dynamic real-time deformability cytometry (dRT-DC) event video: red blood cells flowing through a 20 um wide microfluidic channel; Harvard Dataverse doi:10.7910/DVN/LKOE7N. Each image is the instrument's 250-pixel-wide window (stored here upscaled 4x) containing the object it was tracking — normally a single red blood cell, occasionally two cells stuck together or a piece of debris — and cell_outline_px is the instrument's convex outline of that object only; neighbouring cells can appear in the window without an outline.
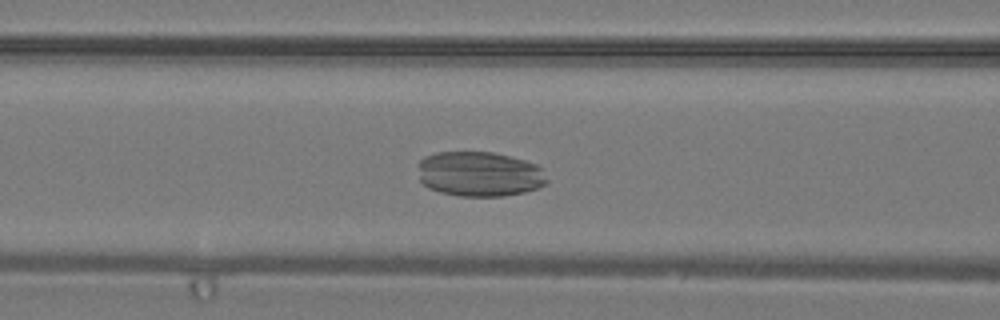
{"species": "common noctule bat (a hibernating species)", "species_latin": "Nyctalus noctula", "temperature_condition": "warm", "stored_images_in_passage": 24, "camera_frame_rate_fps": 3000, "um_per_image_px": 0.085, "animal": {"sex": "male", "body_mass_g": 19.2, "forearm_length_mm": 51.8}, "frame": {"image": 1, "passage_image": 5, "time_ms": 1.333, "image_size_px": [1000, 320], "cell_outline_px": [[548, 184], [524, 192], [500, 196], [460, 196], [440, 192], [428, 188], [420, 180], [420, 160], [424, 156], [436, 152], [492, 152], [524, 160], [536, 164], [540, 168], [548, 180]], "centroid_in_image_um": [40.75, 14.79], "position_along_channel_um": 125.8, "area_um2": 33.64}}
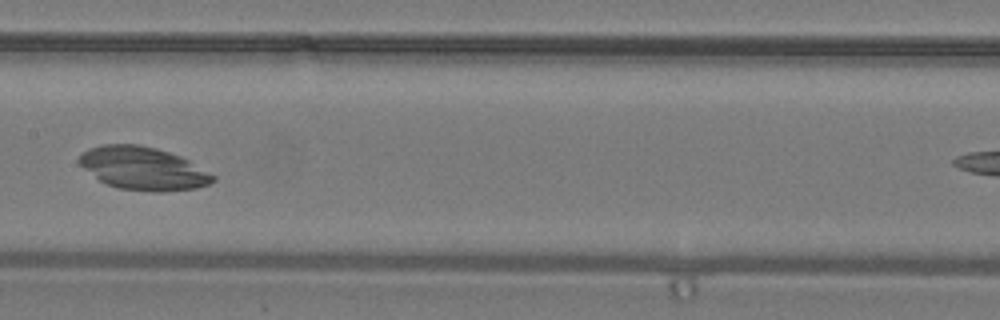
{"frame": {"image": 2, "passage_image": 9, "time_ms": 2.667, "image_size_px": [1000, 320], "cell_outline_px": [[216, 180], [208, 184], [196, 188], [160, 192], [152, 192], [120, 188], [108, 184], [100, 180], [84, 168], [76, 160], [88, 148], [100, 144], [140, 144], [156, 148], [180, 156], [188, 160], [216, 176]], "centroid_in_image_um": [12.16, 14.3], "position_along_channel_um": 195.2, "area_um2": 33.35}}
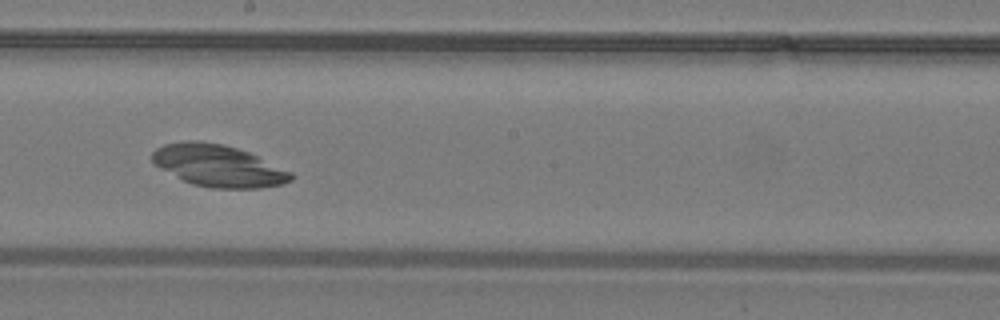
{"frame": {"image": 3, "passage_image": 11, "time_ms": 3.333, "image_size_px": [1000, 320], "cell_outline_px": [[292, 180], [284, 184], [260, 188], [212, 188], [192, 184], [152, 164], [152, 152], [156, 148], [164, 144], [184, 140], [196, 140], [220, 144], [236, 148], [248, 152], [292, 172]], "centroid_in_image_um": [18.53, 14.09], "position_along_channel_um": 229.7, "area_um2": 33.7}}